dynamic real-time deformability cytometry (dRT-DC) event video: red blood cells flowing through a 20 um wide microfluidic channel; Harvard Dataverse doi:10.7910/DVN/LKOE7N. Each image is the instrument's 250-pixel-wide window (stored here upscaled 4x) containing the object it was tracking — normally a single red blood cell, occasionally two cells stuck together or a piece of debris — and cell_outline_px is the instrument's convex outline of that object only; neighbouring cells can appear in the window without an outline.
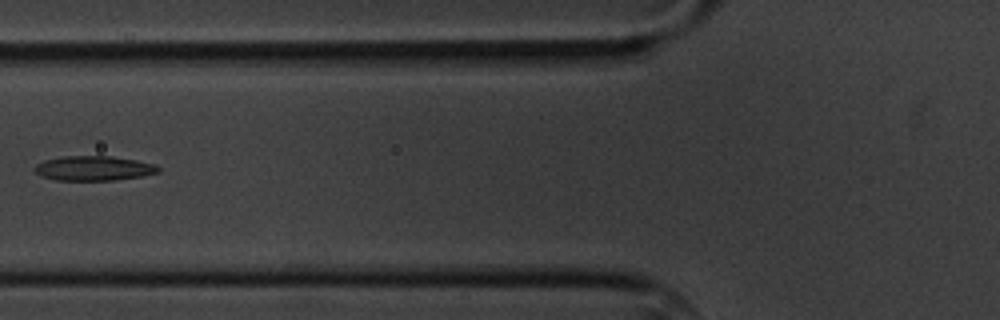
{"species": "common noctule bat (a hibernating species)", "species_latin": "Nyctalus noctula", "temperature_condition": "cold", "stored_images_in_passage": 6, "camera_frame_rate_fps": 3000, "um_per_image_px": 0.085, "animal": {"sex": "male", "body_mass_g": 20.1, "forearm_length_mm": 53.5}, "frame": {"image": 1, "passage_image": 6, "time_ms": 6.667, "image_size_px": [1000, 320], "cell_outline_px": [[160, 172], [144, 176], [116, 180], [56, 180], [40, 176], [32, 168], [36, 164], [44, 160], [64, 156], [112, 156], [136, 160], [156, 164], [160, 168]], "centroid_in_image_um": [7.98, 14.3], "position_along_channel_um": 117.8, "area_um2": 17.98}}